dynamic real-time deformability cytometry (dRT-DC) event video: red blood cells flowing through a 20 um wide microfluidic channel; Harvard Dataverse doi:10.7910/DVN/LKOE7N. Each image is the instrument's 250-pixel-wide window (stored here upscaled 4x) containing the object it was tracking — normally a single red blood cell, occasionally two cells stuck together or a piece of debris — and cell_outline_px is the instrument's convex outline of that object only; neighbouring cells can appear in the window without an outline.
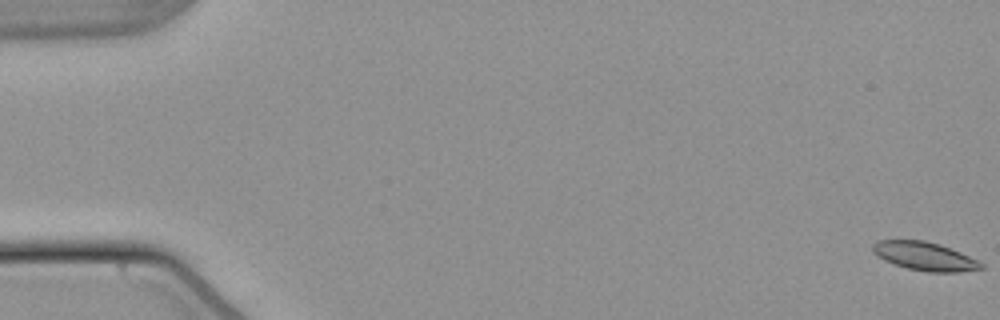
{"species": "common noctule bat (a hibernating species)", "species_latin": "Nyctalus noctula", "temperature_condition": "warm", "stored_images_in_passage": 55, "camera_frame_rate_fps": 3000, "um_per_image_px": 0.085, "animal": {"sex": "male", "body_mass_g": 21.5, "forearm_length_mm": 52.0}, "frame": {"image": 1, "passage_image": 1, "time_ms": 0.0, "image_size_px": [1000, 320], "cell_outline_px": [[984, 268], [960, 272], [928, 272], [908, 268], [884, 260], [876, 256], [872, 252], [872, 244], [876, 240], [924, 240], [940, 244], [960, 252], [984, 264]], "centroid_in_image_um": [78.57, 21.77], "position_along_channel_um": 6.4, "area_um2": 17.98}}
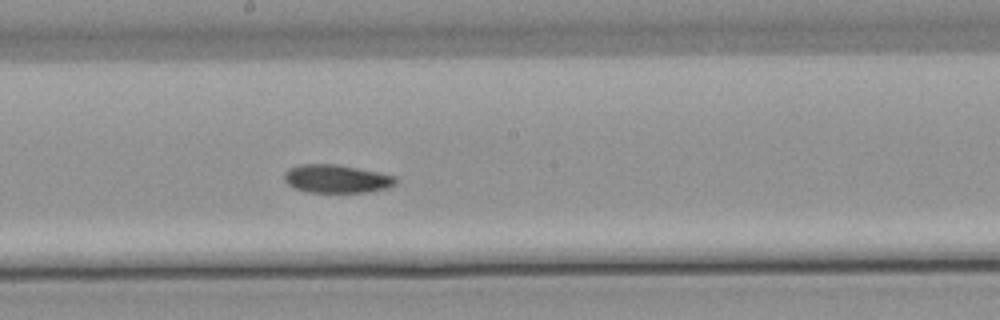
{"frame": {"image": 2, "passage_image": 31, "time_ms": 10.0, "image_size_px": [1000, 320], "cell_outline_px": [[396, 184], [388, 188], [368, 192], [308, 192], [296, 188], [288, 184], [284, 180], [284, 172], [288, 168], [300, 164], [336, 164], [396, 176]], "centroid_in_image_um": [28.59, 15.2], "position_along_channel_um": 219.6, "area_um2": 18.26}}
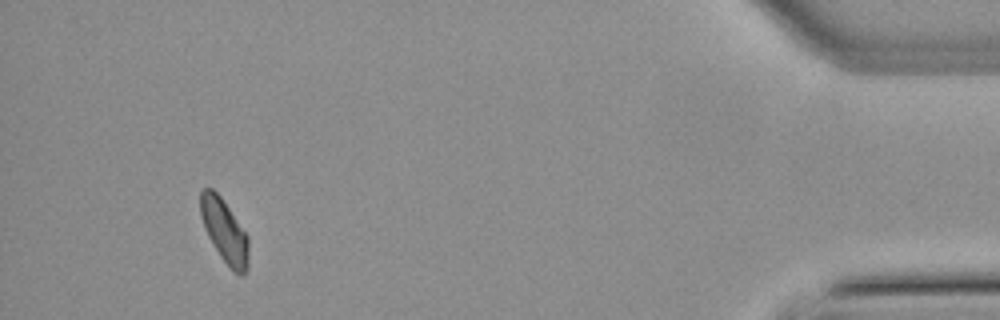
{"frame": {"image": 3, "passage_image": 52, "time_ms": 17.0, "image_size_px": [1000, 320], "cell_outline_px": [[248, 268], [244, 276], [240, 276], [232, 272], [220, 256], [208, 236], [204, 228], [200, 216], [200, 192], [204, 188], [212, 188], [220, 196], [248, 236]], "centroid_in_image_um": [19.08, 19.68], "position_along_channel_um": 416.1, "area_um2": 17.86}, "authors_computed_cell_mechanics": {"area_um2": 18.2648, "velocity_mm_per_s": 3.8047, "shape_relaxation_time_tau1_ms": 10.3097, "shape_relaxation_time_tau2_ms": null, "deformation_change_tau1": 0.1557, "deformation_change_tau2": null}}